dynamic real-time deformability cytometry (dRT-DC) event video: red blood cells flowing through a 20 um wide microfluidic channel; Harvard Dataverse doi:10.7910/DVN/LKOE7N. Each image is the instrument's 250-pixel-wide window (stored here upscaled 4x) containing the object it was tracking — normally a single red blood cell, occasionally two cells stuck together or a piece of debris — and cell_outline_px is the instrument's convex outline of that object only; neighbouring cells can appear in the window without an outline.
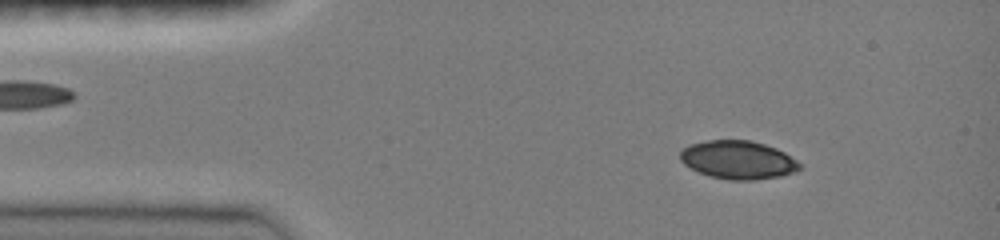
{"species": "common noctule bat (a hibernating species)", "species_latin": "Nyctalus noctula", "temperature_condition": "room temperature", "stored_images_in_passage": 3, "camera_frame_rate_fps": 3000, "um_per_image_px": 0.085, "animal": {"sex": "female", "body_mass_g": 19.0, "forearm_length_mm": 51.5}, "frame": {"image": 1, "passage_image": 1, "time_ms": 0.0, "image_size_px": [1000, 240], "cell_outline_px": [[804, 168], [796, 172], [780, 176], [752, 180], [728, 180], [708, 176], [684, 164], [680, 160], [680, 152], [688, 144], [708, 140], [752, 140], [776, 148], [784, 152], [796, 160]], "centroid_in_image_um": [62.75, 13.59], "position_along_channel_um": 22.3, "area_um2": 26.82}}
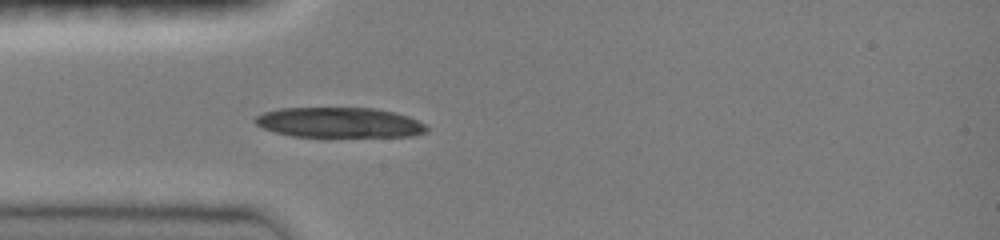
{"frame": {"image": 2, "passage_image": 3, "time_ms": 2.333, "image_size_px": [1000, 240], "cell_outline_px": [[428, 132], [412, 136], [324, 140], [292, 136], [276, 132], [264, 128], [256, 124], [252, 120], [256, 116], [264, 112], [280, 108], [372, 108], [396, 112], [408, 116], [424, 124], [428, 128]], "centroid_in_image_um": [28.86, 10.48], "position_along_channel_um": 56.1, "area_um2": 31.73}}